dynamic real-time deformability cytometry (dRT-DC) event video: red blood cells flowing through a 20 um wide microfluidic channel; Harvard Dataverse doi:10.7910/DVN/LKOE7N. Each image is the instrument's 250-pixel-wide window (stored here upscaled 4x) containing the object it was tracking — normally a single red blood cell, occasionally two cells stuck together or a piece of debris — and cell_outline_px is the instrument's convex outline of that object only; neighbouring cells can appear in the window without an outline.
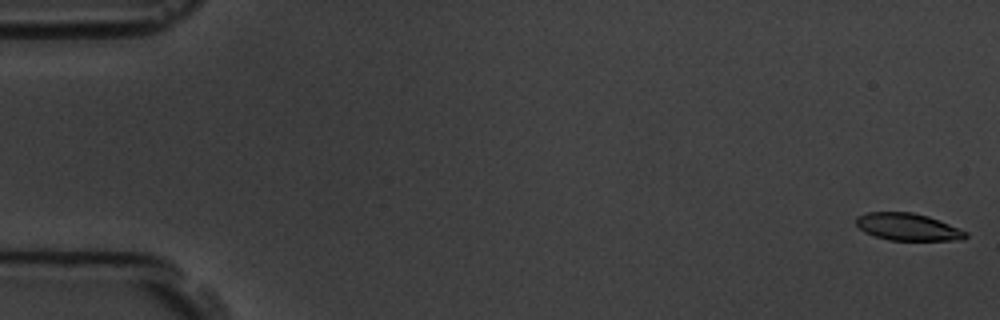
{"species": "common noctule bat (a hibernating species)", "species_latin": "Nyctalus noctula", "temperature_condition": "room temperature", "stored_images_in_passage": 5, "camera_frame_rate_fps": 3000, "um_per_image_px": 0.085, "animal": {"sex": "male", "body_mass_g": 19.5, "forearm_length_mm": 54.6}, "frame": {"image": 1, "passage_image": 1, "time_ms": 0.0, "image_size_px": [1000, 320], "cell_outline_px": [[968, 236], [964, 240], [888, 240], [872, 236], [864, 232], [856, 224], [856, 216], [868, 212], [912, 212], [928, 216], [968, 232]], "centroid_in_image_um": [77.14, 19.29], "position_along_channel_um": 7.9, "area_um2": 17.46}}
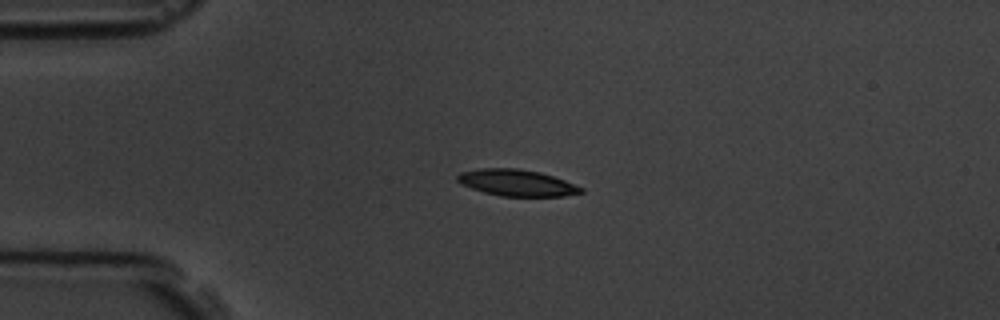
{"frame": {"image": 2, "passage_image": 4, "time_ms": 4.333, "image_size_px": [1000, 320], "cell_outline_px": [[584, 192], [564, 196], [500, 196], [484, 192], [460, 184], [456, 180], [456, 176], [460, 172], [480, 168], [516, 168], [540, 172], [564, 180], [584, 188]], "centroid_in_image_um": [43.9, 15.53], "position_along_channel_um": 41.1, "area_um2": 19.07}}